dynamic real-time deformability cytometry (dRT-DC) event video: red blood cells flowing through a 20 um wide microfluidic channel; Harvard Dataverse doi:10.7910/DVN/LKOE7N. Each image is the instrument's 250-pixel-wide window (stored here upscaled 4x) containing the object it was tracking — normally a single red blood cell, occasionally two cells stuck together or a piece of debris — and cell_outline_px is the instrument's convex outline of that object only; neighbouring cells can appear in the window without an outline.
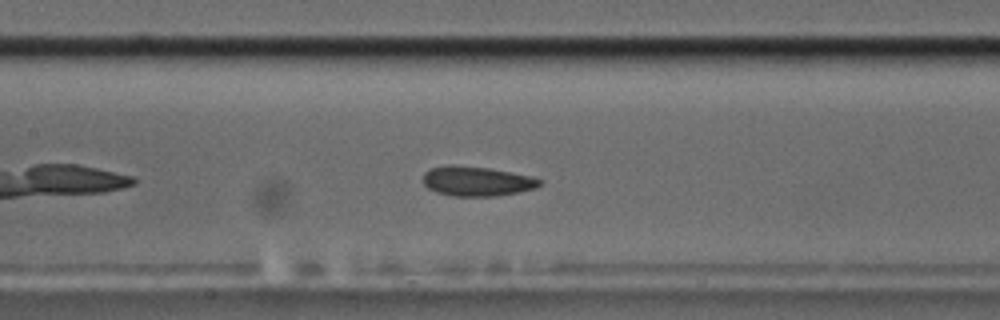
{"species": "common noctule bat (a hibernating species)", "species_latin": "Nyctalus noctula", "temperature_condition": "cold", "stored_images_in_passage": 35, "camera_frame_rate_fps": 3000, "um_per_image_px": 0.085, "animal": {"sex": "male", "body_mass_g": 17.5, "forearm_length_mm": 52.3}, "frame": {"image": 1, "passage_image": 13, "time_ms": 4.0, "image_size_px": [1000, 320], "cell_outline_px": [[544, 184], [536, 188], [520, 192], [496, 196], [452, 196], [436, 192], [428, 188], [424, 184], [424, 172], [432, 168], [452, 164], [488, 168], [532, 176], [544, 180]], "centroid_in_image_um": [40.58, 15.41], "position_along_channel_um": 166.8, "area_um2": 20.35}}
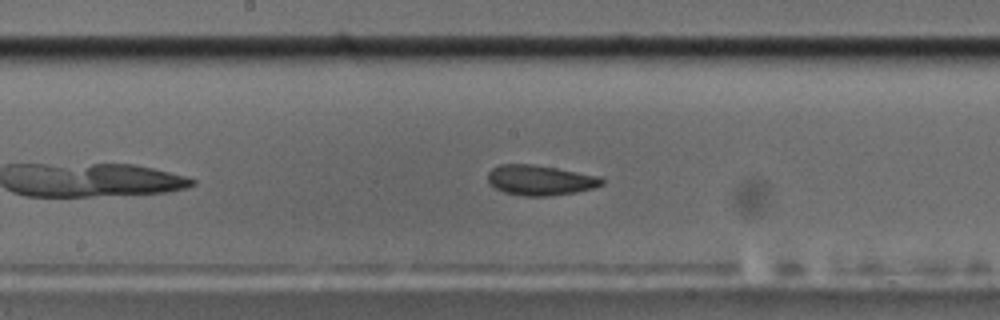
{"frame": {"image": 2, "passage_image": 16, "time_ms": 5.0, "image_size_px": [1000, 320], "cell_outline_px": [[604, 184], [592, 188], [576, 192], [548, 196], [524, 196], [504, 192], [496, 188], [488, 180], [488, 172], [492, 168], [500, 164], [532, 164], [604, 176]], "centroid_in_image_um": [45.96, 15.31], "position_along_channel_um": 202.2, "area_um2": 20.11}}
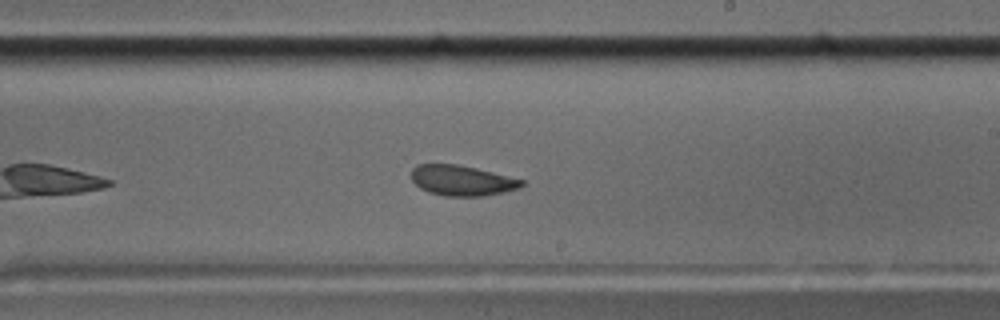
{"frame": {"image": 3, "passage_image": 20, "time_ms": 6.333, "image_size_px": [1000, 320], "cell_outline_px": [[524, 184], [520, 188], [504, 192], [484, 196], [444, 196], [428, 192], [420, 188], [412, 180], [412, 168], [416, 164], [456, 164], [476, 168], [524, 180]], "centroid_in_image_um": [39.26, 15.34], "position_along_channel_um": 249.7, "area_um2": 19.54}, "authors_computed_cell_mechanics": {"area_um2": 20.1144, "velocity_mm_per_s": 3.5716, "shape_relaxation_time_tau1_ms": 5.1949, "shape_relaxation_time_tau2_ms": 2.287, "deformation_change_tau1": 0.0941, "deformation_change_tau2": 0.0923}}